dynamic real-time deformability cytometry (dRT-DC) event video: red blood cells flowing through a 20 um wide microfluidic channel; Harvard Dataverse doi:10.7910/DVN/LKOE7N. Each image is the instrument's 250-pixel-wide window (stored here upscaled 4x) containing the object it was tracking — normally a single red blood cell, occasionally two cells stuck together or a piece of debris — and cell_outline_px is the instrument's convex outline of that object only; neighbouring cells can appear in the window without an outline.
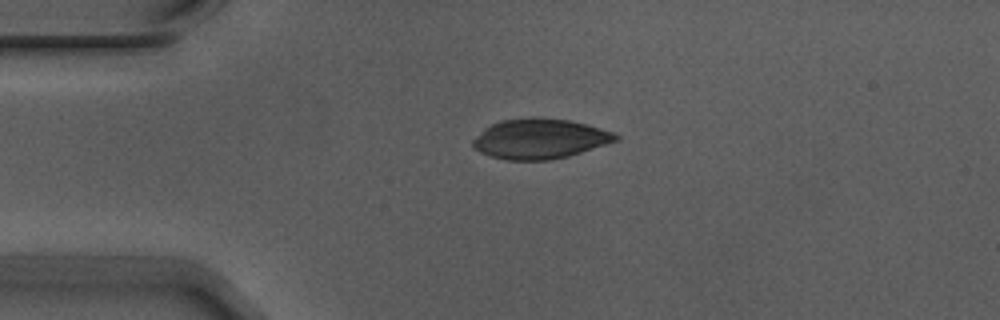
{"species": "Egyptian fruit bat (a non-hibernating species)", "species_latin": "Rousettus aegyptiacus", "temperature_condition": "warm", "stored_images_in_passage": 2, "camera_frame_rate_fps": 3000, "um_per_image_px": 0.085, "animal": {"sex": "male"}, "frame": {"image": 1, "passage_image": 1, "time_ms": 0.0, "image_size_px": [1000, 320], "cell_outline_px": [[620, 140], [568, 156], [548, 160], [508, 160], [492, 156], [480, 152], [472, 144], [472, 140], [484, 128], [500, 120], [532, 116], [568, 120], [588, 124], [612, 132], [620, 136]], "centroid_in_image_um": [45.89, 11.78], "position_along_channel_um": 39.1, "area_um2": 33.35}}